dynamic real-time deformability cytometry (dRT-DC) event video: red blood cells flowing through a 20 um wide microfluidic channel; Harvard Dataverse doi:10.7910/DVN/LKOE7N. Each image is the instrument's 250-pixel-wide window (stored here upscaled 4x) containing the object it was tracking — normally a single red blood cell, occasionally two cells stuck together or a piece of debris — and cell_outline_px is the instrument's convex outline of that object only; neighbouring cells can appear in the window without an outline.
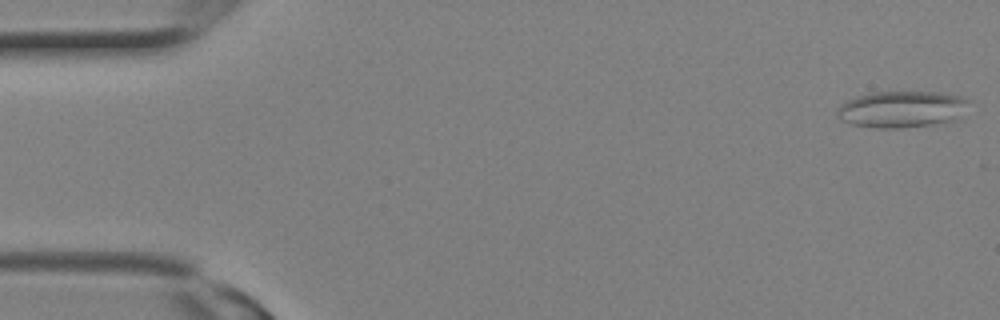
{"species": "Egyptian fruit bat (a non-hibernating species)", "species_latin": "Rousettus aegyptiacus", "temperature_condition": "room temperature", "stored_images_in_passage": 3, "camera_frame_rate_fps": 3000, "um_per_image_px": 0.085, "animal": {"sex": "female"}, "frame": {"image": 1, "passage_image": 1, "time_ms": 0.0, "image_size_px": [1000, 320], "cell_outline_px": [[968, 100], [956, 120], [932, 124], [900, 128], [872, 128], [852, 124], [840, 120], [836, 116], [836, 112], [840, 104], [856, 96], [872, 92], [936, 92], [964, 96]], "centroid_in_image_um": [76.58, 9.28], "position_along_channel_um": 8.4, "area_um2": 27.98}}